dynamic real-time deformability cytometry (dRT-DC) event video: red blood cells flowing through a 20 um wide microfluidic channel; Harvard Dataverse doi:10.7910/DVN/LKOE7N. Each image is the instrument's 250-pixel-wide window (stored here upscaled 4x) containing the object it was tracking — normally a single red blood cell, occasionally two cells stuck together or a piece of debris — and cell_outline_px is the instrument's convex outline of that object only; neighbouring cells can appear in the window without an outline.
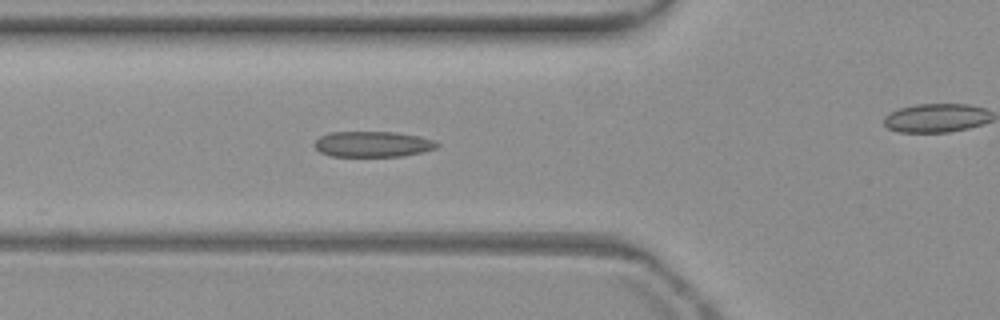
{"species": "common noctule bat (a hibernating species)", "species_latin": "Nyctalus noctula", "temperature_condition": "warm", "stored_images_in_passage": 8, "segment_of_instrument_passage": [1, 2], "camera_frame_rate_fps": 3000, "um_per_image_px": 0.085, "animal": {"sex": "female", "body_mass_g": 19.3, "forearm_length_mm": 54.1}, "frame": {"image": 1, "passage_image": 7, "time_ms": 7.0, "image_size_px": [1000, 320], "cell_outline_px": [[440, 144], [436, 148], [424, 152], [400, 156], [332, 156], [320, 152], [312, 144], [320, 136], [332, 132], [396, 132], [420, 136], [436, 140]], "centroid_in_image_um": [31.71, 12.25], "position_along_channel_um": 94.1, "area_um2": 18.44}}